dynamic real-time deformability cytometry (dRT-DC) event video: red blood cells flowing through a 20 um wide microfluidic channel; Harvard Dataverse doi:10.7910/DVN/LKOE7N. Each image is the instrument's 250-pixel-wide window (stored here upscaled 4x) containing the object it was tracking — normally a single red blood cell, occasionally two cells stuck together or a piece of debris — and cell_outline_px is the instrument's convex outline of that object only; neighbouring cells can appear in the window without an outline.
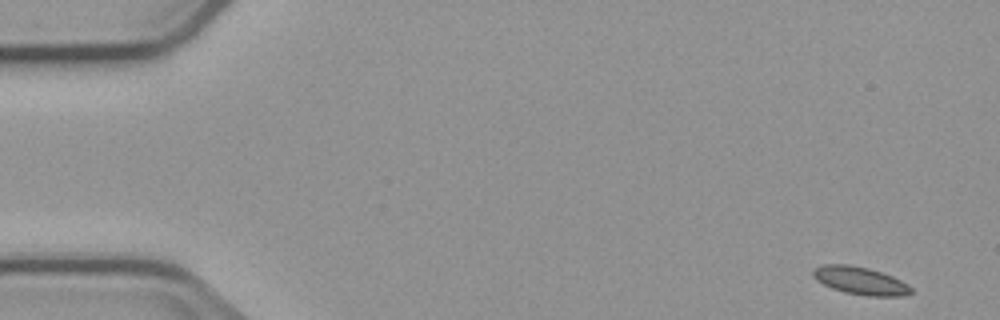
{"species": "common noctule bat (a hibernating species)", "species_latin": "Nyctalus noctula", "temperature_condition": "cold", "stored_images_in_passage": 5, "camera_frame_rate_fps": 3000, "um_per_image_px": 0.085, "animal": {"sex": "male", "body_mass_g": 23.1, "forearm_length_mm": 52.7}, "frame": {"image": 1, "passage_image": 1, "time_ms": 0.0, "image_size_px": [1000, 320], "cell_outline_px": [[912, 292], [904, 296], [868, 296], [844, 292], [832, 288], [816, 280], [812, 276], [812, 268], [824, 264], [848, 264], [868, 268], [892, 276], [908, 284], [912, 288]], "centroid_in_image_um": [73.1, 23.85], "position_along_channel_um": 11.9, "area_um2": 15.9}}